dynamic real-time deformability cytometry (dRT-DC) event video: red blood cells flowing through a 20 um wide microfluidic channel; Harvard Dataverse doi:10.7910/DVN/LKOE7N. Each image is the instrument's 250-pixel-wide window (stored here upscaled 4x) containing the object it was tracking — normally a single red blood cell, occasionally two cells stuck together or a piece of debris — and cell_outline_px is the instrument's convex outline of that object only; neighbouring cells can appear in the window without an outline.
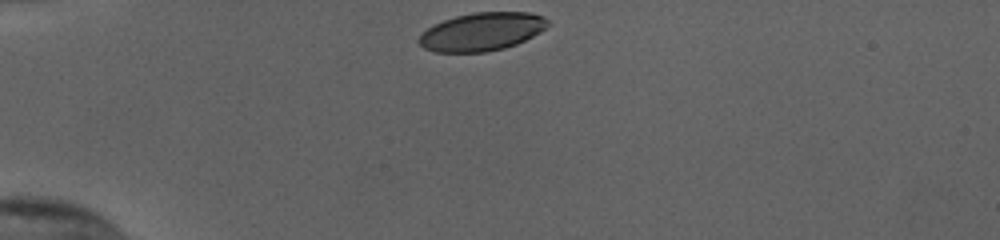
{"species": "human", "species_latin": "Homo sapiens", "temperature_condition": "cold", "stored_images_in_passage": 32, "camera_frame_rate_fps": 3000, "um_per_image_px": 0.085, "donor": {"sex": "female"}, "frame": {"image": 1, "passage_image": 1, "time_ms": 0.0, "image_size_px": [1000, 240], "cell_outline_px": [[548, 24], [540, 32], [516, 44], [504, 48], [484, 52], [436, 52], [424, 48], [416, 40], [432, 24], [456, 16], [472, 12], [528, 12], [544, 16], [548, 20]], "centroid_in_image_um": [40.94, 2.69], "position_along_channel_um": 44.1, "area_um2": 28.55}}
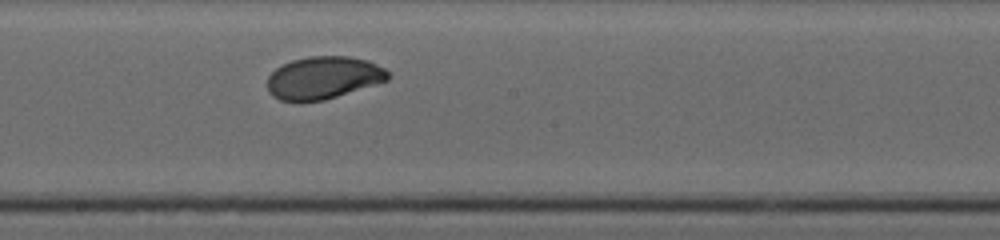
{"frame": {"image": 2, "passage_image": 18, "time_ms": 5.667, "image_size_px": [1000, 240], "cell_outline_px": [[388, 80], [324, 100], [300, 104], [280, 100], [272, 96], [268, 92], [268, 76], [276, 68], [292, 60], [308, 56], [348, 56], [368, 60], [384, 68], [388, 72]], "centroid_in_image_um": [27.44, 6.63], "position_along_channel_um": 220.8, "area_um2": 30.17}}
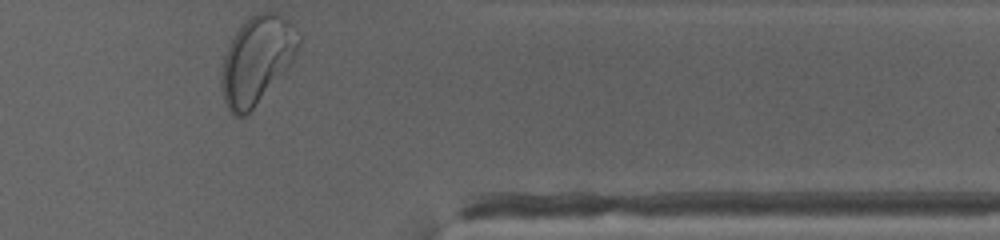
{"frame": {"image": 3, "passage_image": 32, "time_ms": 10.333, "image_size_px": [1000, 240], "cell_outline_px": [[300, 44], [288, 68], [252, 108], [244, 116], [232, 116], [224, 100], [220, 84], [220, 72], [224, 56], [228, 44], [236, 32], [256, 12], [272, 12], [280, 16], [300, 36]], "centroid_in_image_um": [21.78, 5.13], "position_along_channel_um": 389.6, "area_um2": 38.55}, "authors_computed_cell_mechanics": {"area_um2": 30.5762, "velocity_mm_per_s": 3.8116, "shape_relaxation_time_tau1_ms": 2.3363, "shape_relaxation_time_tau2_ms": 1.1745, "deformation_change_tau1": 0.1134, "deformation_change_tau2": 0.0512}}